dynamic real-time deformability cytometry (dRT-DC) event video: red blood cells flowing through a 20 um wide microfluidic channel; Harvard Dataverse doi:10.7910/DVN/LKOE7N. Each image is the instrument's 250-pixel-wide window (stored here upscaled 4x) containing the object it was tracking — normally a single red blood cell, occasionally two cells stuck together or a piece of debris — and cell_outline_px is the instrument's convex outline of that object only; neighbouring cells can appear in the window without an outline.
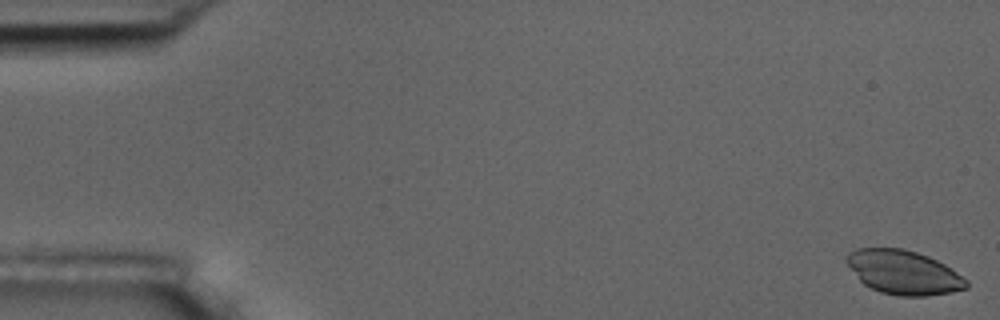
{"species": "common noctule bat (a hibernating species)", "species_latin": "Nyctalus noctula", "temperature_condition": "room temperature", "stored_images_in_passage": 6, "camera_frame_rate_fps": 3000, "um_per_image_px": 0.085, "animal": {"sex": "male", "body_mass_g": 17.5, "forearm_length_mm": 52.3}, "frame": {"image": 1, "passage_image": 1, "time_ms": 0.0, "image_size_px": [1000, 320], "cell_outline_px": [[968, 288], [952, 292], [924, 296], [900, 296], [880, 292], [864, 284], [860, 280], [844, 260], [844, 256], [848, 252], [856, 248], [904, 248], [928, 256], [952, 268], [968, 280]], "centroid_in_image_um": [76.8, 23.14], "position_along_channel_um": 8.2, "area_um2": 30.87}}